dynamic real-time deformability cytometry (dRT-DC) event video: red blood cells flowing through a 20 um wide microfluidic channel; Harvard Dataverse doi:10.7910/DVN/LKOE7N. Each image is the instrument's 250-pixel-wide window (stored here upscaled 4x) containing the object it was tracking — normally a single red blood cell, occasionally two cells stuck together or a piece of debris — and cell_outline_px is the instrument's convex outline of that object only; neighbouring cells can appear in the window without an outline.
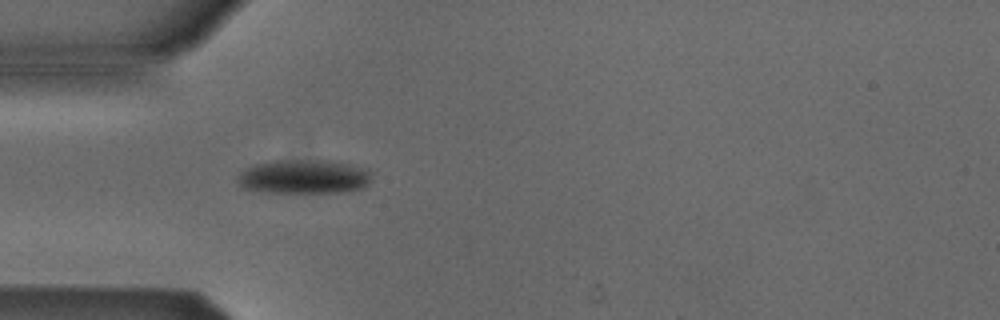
{"species": "Egyptian fruit bat (a non-hibernating species)", "species_latin": "Rousettus aegyptiacus", "temperature_condition": "cold", "stored_images_in_passage": 4, "camera_frame_rate_fps": 3000, "um_per_image_px": 0.085, "animal": {"sex": "male"}, "frame": {"image": 1, "passage_image": 4, "time_ms": 3.667, "image_size_px": [1000, 320], "cell_outline_px": [[372, 172], [368, 184], [360, 188], [340, 192], [268, 192], [244, 188], [236, 184], [236, 176], [240, 172], [256, 164], [276, 160], [328, 160], [352, 164], [368, 168]], "centroid_in_image_um": [25.83, 15.0], "position_along_channel_um": 59.2, "area_um2": 26.76}}